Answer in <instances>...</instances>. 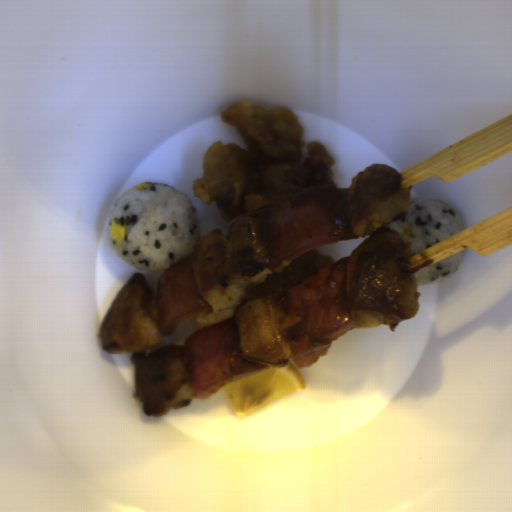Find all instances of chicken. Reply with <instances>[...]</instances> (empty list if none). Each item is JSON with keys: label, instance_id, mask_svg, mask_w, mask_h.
<instances>
[{"label": "chicken", "instance_id": "obj_1", "mask_svg": "<svg viewBox=\"0 0 512 512\" xmlns=\"http://www.w3.org/2000/svg\"><path fill=\"white\" fill-rule=\"evenodd\" d=\"M220 117L238 131L246 147L212 143L202 160L203 177L191 185L202 203H216L227 223L262 206L280 208L311 188L334 186V156L320 142L303 140V127L290 110H266L243 99Z\"/></svg>", "mask_w": 512, "mask_h": 512}, {"label": "chicken", "instance_id": "obj_2", "mask_svg": "<svg viewBox=\"0 0 512 512\" xmlns=\"http://www.w3.org/2000/svg\"><path fill=\"white\" fill-rule=\"evenodd\" d=\"M335 262L334 258L321 254L314 248L297 255L281 272L269 274L265 281L257 285L249 295V301L275 292H287L310 279L317 272Z\"/></svg>", "mask_w": 512, "mask_h": 512}, {"label": "chicken", "instance_id": "obj_3", "mask_svg": "<svg viewBox=\"0 0 512 512\" xmlns=\"http://www.w3.org/2000/svg\"><path fill=\"white\" fill-rule=\"evenodd\" d=\"M332 342L324 345L322 347H319L317 349H314L312 351L300 353V354H293L291 356V359L293 360L294 368H305L309 367L312 364L316 363L317 360L323 356L326 355L328 349L330 348Z\"/></svg>", "mask_w": 512, "mask_h": 512}]
</instances>
